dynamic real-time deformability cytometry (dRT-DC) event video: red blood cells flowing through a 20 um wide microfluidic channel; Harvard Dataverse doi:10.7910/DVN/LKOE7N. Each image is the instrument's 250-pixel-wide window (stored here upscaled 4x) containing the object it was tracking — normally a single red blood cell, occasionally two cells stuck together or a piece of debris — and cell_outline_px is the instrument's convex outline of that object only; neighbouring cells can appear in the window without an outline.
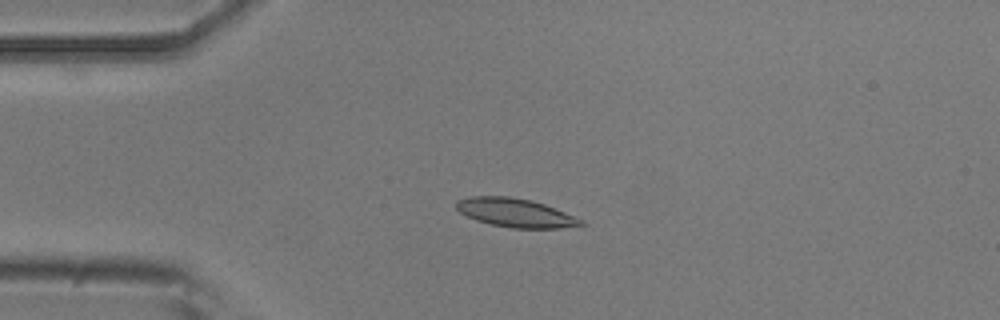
{"species": "common noctule bat (a hibernating species)", "species_latin": "Nyctalus noctula", "temperature_condition": "room temperature", "stored_images_in_passage": 4, "camera_frame_rate_fps": 3000, "um_per_image_px": 0.085, "animal": {"sex": "male", "body_mass_g": 20.5, "forearm_length_mm": 52.5}, "frame": {"image": 1, "passage_image": 3, "time_ms": 2.333, "image_size_px": [1000, 320], "cell_outline_px": [[584, 224], [560, 228], [512, 228], [492, 224], [476, 220], [460, 212], [456, 208], [456, 200], [468, 196], [508, 196], [532, 200], [544, 204], [584, 220]], "centroid_in_image_um": [43.78, 18.07], "position_along_channel_um": 41.2, "area_um2": 20.69}}